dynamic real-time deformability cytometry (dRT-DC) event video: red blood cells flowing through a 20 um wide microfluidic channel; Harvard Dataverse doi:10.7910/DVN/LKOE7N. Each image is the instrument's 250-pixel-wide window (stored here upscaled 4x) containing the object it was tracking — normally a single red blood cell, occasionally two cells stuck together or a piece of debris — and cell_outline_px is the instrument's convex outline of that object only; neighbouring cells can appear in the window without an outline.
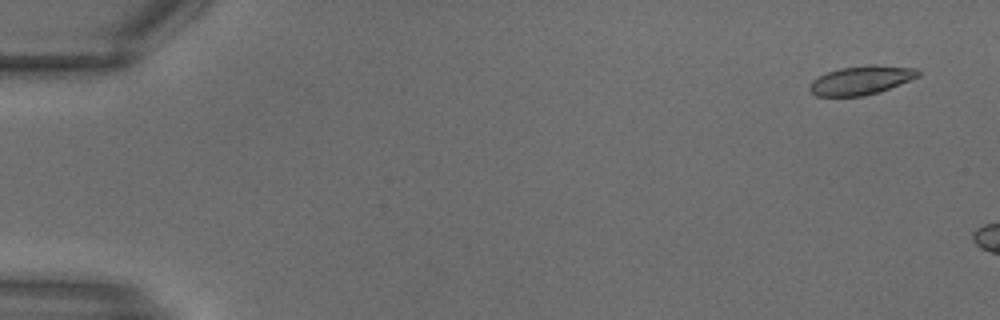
{"species": "common noctule bat (a hibernating species)", "species_latin": "Nyctalus noctula", "temperature_condition": "warm", "stored_images_in_passage": 5, "camera_frame_rate_fps": 3000, "um_per_image_px": 0.085, "animal": {"sex": "male", "body_mass_g": 18.8}, "frame": {"image": 1, "passage_image": 2, "time_ms": 0.333, "image_size_px": [1000, 320], "cell_outline_px": [[920, 76], [888, 88], [864, 96], [816, 96], [808, 88], [812, 80], [828, 72], [840, 68], [868, 64], [876, 64], [916, 68], [920, 72]], "centroid_in_image_um": [73.2, 6.8], "position_along_channel_um": 11.8, "area_um2": 18.09}}